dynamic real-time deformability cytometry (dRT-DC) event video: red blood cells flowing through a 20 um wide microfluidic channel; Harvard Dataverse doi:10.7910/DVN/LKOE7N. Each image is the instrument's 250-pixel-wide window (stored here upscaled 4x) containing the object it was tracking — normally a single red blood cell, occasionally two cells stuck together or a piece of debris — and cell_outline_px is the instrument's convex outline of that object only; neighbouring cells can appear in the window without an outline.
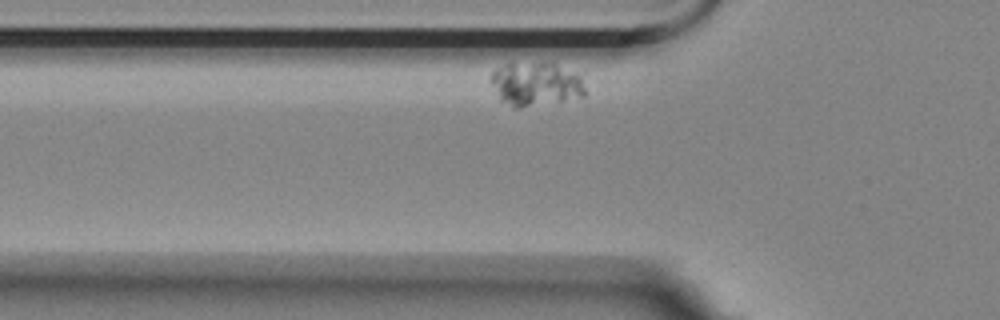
{"species": "Egyptian fruit bat (a non-hibernating species)", "species_latin": "Rousettus aegyptiacus", "temperature_condition": "room temperature", "stored_images_in_passage": 35, "camera_frame_rate_fps": 3000, "um_per_image_px": 0.085, "animal": {"sex": "female"}, "frame": {"image": 1, "passage_image": 3, "time_ms": 0.667, "image_size_px": [1000, 320], "cell_outline_px": [[588, 96], [520, 108], [512, 108], [500, 100], [488, 80], [492, 72], [496, 68], [504, 64], [556, 64], [580, 72]], "centroid_in_image_um": [45.57, 7.17], "position_along_channel_um": 80.2, "area_um2": 24.45}}
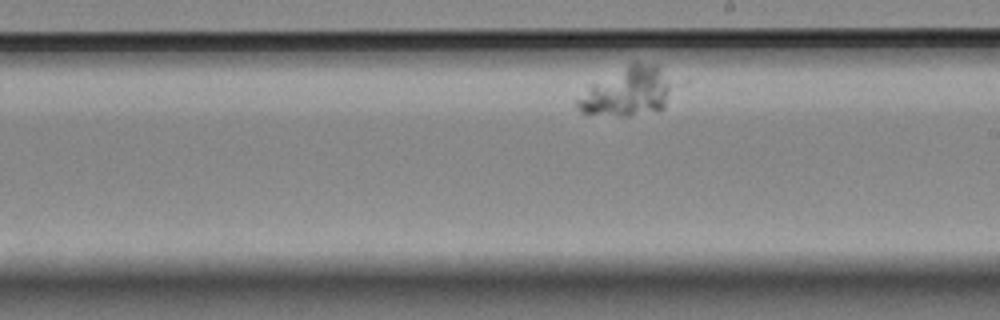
{"frame": {"image": 2, "passage_image": 20, "time_ms": 6.333, "image_size_px": [1000, 320], "cell_outline_px": [[668, 92], [664, 108], [628, 116], [620, 116], [580, 112], [576, 104], [576, 100], [592, 84], [632, 64], [656, 64], [660, 68], [668, 80]], "centroid_in_image_um": [53.28, 7.83], "position_along_channel_um": 235.7, "area_um2": 25.49}}
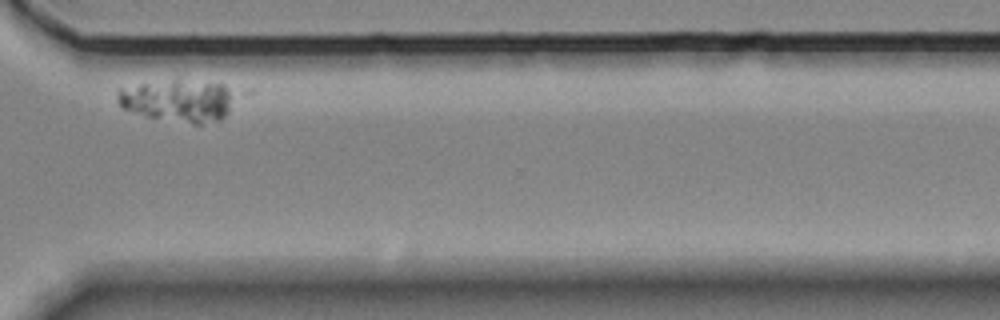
{"frame": {"image": 3, "passage_image": 32, "time_ms": 10.333, "image_size_px": [1000, 320], "cell_outline_px": [[232, 92], [228, 112], [220, 120], [200, 124], [192, 124], [144, 116], [120, 108], [116, 100], [116, 88], [176, 76], [180, 76], [224, 84]], "centroid_in_image_um": [15.04, 8.48], "position_along_channel_um": 355.6, "area_um2": 30.23}}